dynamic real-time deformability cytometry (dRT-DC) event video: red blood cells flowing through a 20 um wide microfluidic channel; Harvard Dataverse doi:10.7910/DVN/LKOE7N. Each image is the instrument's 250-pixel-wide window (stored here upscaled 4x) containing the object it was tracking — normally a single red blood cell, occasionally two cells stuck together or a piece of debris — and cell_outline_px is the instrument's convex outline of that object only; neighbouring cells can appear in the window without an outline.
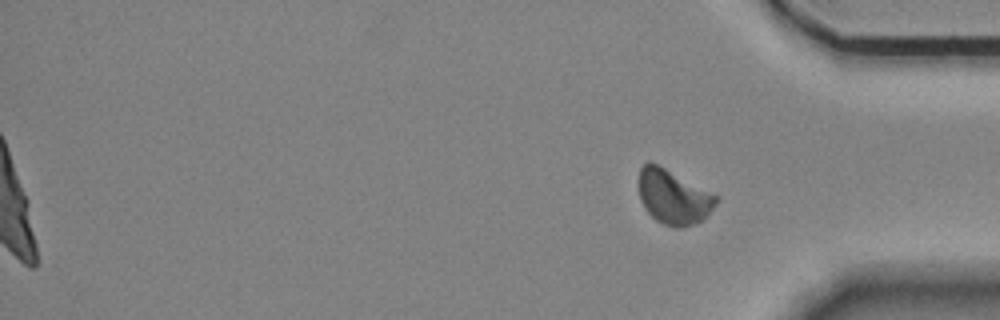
{"species": "Egyptian fruit bat (a non-hibernating species)", "species_latin": "Rousettus aegyptiacus", "temperature_condition": "room temperature", "stored_images_in_passage": 12, "camera_frame_rate_fps": 3000, "um_per_image_px": 0.085, "animal": {"sex": "female"}, "frame": {"image": 1, "passage_image": 12, "time_ms": 3.667, "image_size_px": [1000, 320], "cell_outline_px": [[716, 204], [696, 224], [684, 228], [676, 228], [664, 224], [656, 220], [644, 208], [640, 200], [640, 168], [648, 160], [664, 168], [716, 196]], "centroid_in_image_um": [57.19, 16.77], "position_along_channel_um": 378.0, "area_um2": 23.76}}